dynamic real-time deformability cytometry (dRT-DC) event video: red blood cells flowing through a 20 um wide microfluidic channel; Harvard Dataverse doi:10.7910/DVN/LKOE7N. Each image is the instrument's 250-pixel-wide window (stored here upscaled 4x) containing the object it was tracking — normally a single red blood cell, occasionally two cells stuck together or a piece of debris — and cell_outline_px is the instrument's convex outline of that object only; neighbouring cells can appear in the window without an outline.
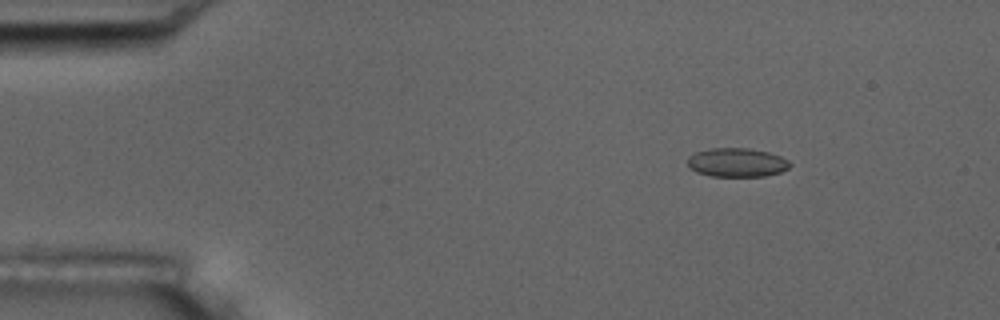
{"species": "common noctule bat (a hibernating species)", "species_latin": "Nyctalus noctula", "temperature_condition": "room temperature", "stored_images_in_passage": 10, "camera_frame_rate_fps": 3000, "um_per_image_px": 0.085, "animal": {"sex": "male", "body_mass_g": 17.5, "forearm_length_mm": 52.3}, "frame": {"image": 1, "passage_image": 2, "time_ms": 1.333, "image_size_px": [1000, 320], "cell_outline_px": [[792, 164], [788, 168], [780, 172], [764, 176], [712, 176], [696, 172], [688, 164], [688, 156], [696, 152], [712, 148], [748, 148], [768, 152], [780, 156], [788, 160]], "centroid_in_image_um": [62.65, 13.81], "position_along_channel_um": 22.4, "area_um2": 17.11}}
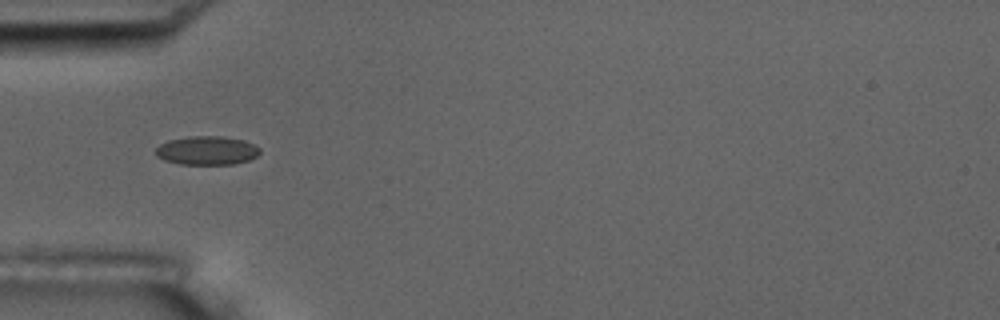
{"frame": {"image": 2, "passage_image": 4, "time_ms": 4.667, "image_size_px": [1000, 320], "cell_outline_px": [[260, 152], [256, 156], [248, 160], [236, 164], [180, 164], [164, 160], [156, 156], [156, 148], [160, 144], [168, 140], [188, 136], [220, 136], [244, 140], [260, 148]], "centroid_in_image_um": [17.57, 12.79], "position_along_channel_um": 67.4, "area_um2": 17.46}}
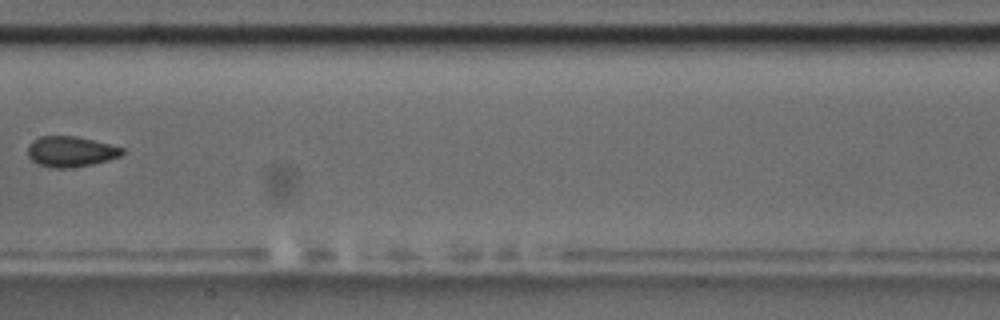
{"frame": {"image": 3, "passage_image": 7, "time_ms": 8.333, "image_size_px": [1000, 320], "cell_outline_px": [[124, 152], [120, 156], [108, 160], [92, 164], [72, 168], [52, 168], [40, 164], [32, 160], [28, 156], [28, 144], [32, 140], [40, 136], [76, 136], [124, 148]], "centroid_in_image_um": [5.99, 12.88], "position_along_channel_um": 201.4, "area_um2": 16.76}}